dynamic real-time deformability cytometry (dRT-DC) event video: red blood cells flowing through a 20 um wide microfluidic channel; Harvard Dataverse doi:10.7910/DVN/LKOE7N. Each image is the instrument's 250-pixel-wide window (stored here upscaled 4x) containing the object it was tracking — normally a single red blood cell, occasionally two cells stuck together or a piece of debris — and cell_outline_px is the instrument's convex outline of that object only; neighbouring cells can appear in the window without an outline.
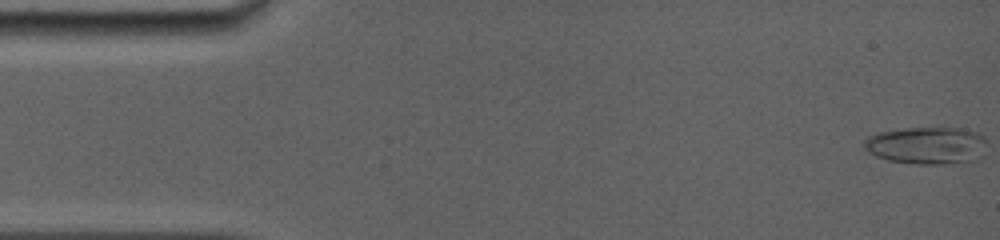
{"species": "common noctule bat (a hibernating species)", "species_latin": "Nyctalus noctula", "temperature_condition": "room temperature", "stored_images_in_passage": 39, "camera_frame_rate_fps": 5000, "um_per_image_px": 0.085, "animal": {"sex": "female", "body_mass_g": 19.0, "forearm_length_mm": 56.7}, "frame": {"image": 1, "passage_image": 1, "time_ms": 0.0, "image_size_px": [1000, 240], "cell_outline_px": [[984, 140], [968, 160], [944, 164], [916, 164], [888, 160], [876, 156], [868, 152], [864, 148], [864, 140], [868, 136], [880, 132], [904, 128], [956, 128], [972, 132], [984, 136]], "centroid_in_image_um": [78.55, 12.35], "position_along_channel_um": 6.4, "area_um2": 25.43}}
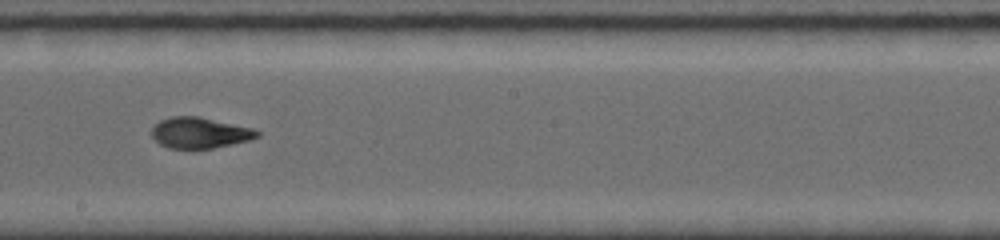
{"frame": {"image": 2, "passage_image": 22, "time_ms": 8.8, "image_size_px": [1000, 240], "cell_outline_px": [[260, 136], [248, 140], [232, 144], [212, 148], [168, 148], [160, 144], [152, 136], [152, 128], [160, 120], [172, 116], [200, 116], [256, 128], [260, 132]], "centroid_in_image_um": [17.02, 11.27], "position_along_channel_um": 231.2, "area_um2": 19.07}}
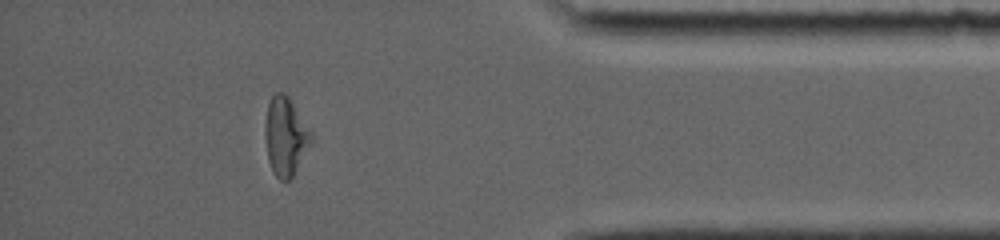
{"frame": {"image": 3, "passage_image": 35, "time_ms": 13.8, "image_size_px": [1000, 240], "cell_outline_px": [[312, 140], [292, 176], [288, 180], [280, 180], [272, 172], [268, 160], [264, 132], [264, 120], [268, 104], [272, 96], [276, 92], [284, 92], [288, 96], [312, 132]], "centroid_in_image_um": [24.23, 11.56], "position_along_channel_um": 411.0, "area_um2": 20.92}, "authors_computed_cell_mechanics": {"area_um2": 20.1144, "velocity_mm_per_s": 3.9745, "shape_relaxation_time_tau1_ms": null, "shape_relaxation_time_tau2_ms": 1.1597, "deformation_change_tau1": null, "deformation_change_tau2": 0.0585}}